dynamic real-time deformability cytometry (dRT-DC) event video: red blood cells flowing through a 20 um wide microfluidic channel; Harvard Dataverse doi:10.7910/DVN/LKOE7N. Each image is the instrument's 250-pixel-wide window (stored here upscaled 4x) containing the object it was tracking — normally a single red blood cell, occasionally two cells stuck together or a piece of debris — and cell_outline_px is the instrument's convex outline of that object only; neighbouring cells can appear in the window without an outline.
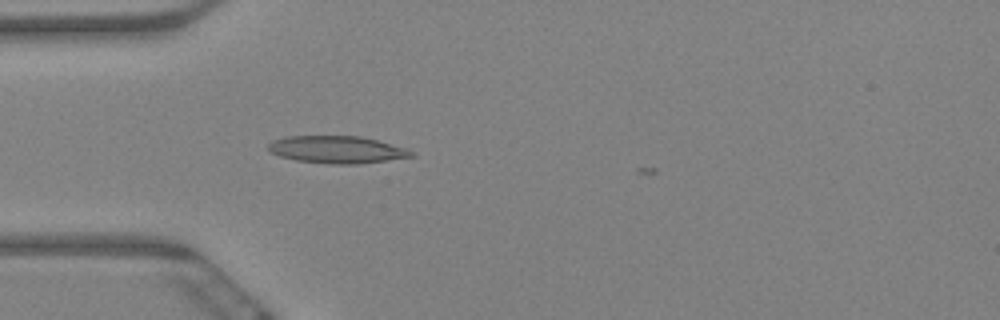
{"species": "Egyptian fruit bat (a non-hibernating species)", "species_latin": "Rousettus aegyptiacus", "temperature_condition": "warm", "stored_images_in_passage": 2, "camera_frame_rate_fps": 3000, "um_per_image_px": 0.085, "animal": {"sex": "female"}, "frame": {"image": 1, "passage_image": 1, "time_ms": 0.0, "image_size_px": [1000, 320], "cell_outline_px": [[416, 156], [360, 164], [328, 164], [296, 160], [280, 156], [268, 152], [268, 144], [272, 140], [288, 136], [360, 136], [408, 148], [416, 152]], "centroid_in_image_um": [28.67, 12.72], "position_along_channel_um": 56.3, "area_um2": 23.0}}